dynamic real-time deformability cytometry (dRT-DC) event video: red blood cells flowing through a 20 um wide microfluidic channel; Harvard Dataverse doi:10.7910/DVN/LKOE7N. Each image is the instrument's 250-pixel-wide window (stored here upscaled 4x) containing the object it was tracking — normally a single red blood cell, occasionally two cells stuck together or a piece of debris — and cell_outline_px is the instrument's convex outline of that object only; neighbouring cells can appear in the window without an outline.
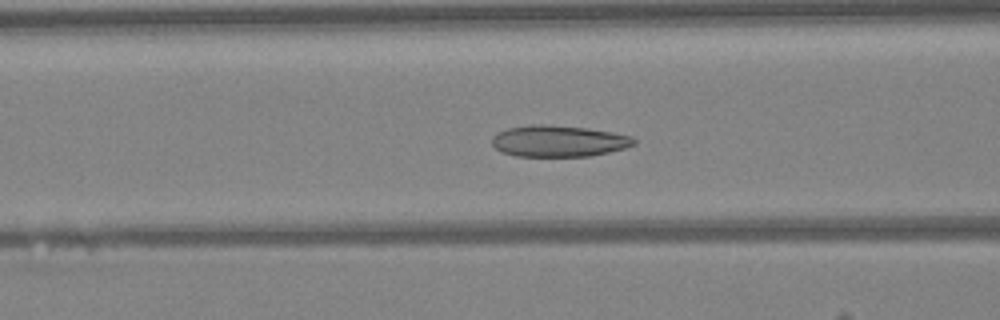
{"species": "Egyptian fruit bat (a non-hibernating species)", "species_latin": "Rousettus aegyptiacus", "temperature_condition": "warm", "stored_images_in_passage": 47, "camera_frame_rate_fps": 3000, "um_per_image_px": 0.085, "animal": {"sex": "female"}, "frame": {"image": 1, "passage_image": 18, "time_ms": 5.667, "image_size_px": [1000, 320], "cell_outline_px": [[636, 144], [624, 148], [592, 156], [516, 156], [500, 152], [492, 144], [492, 136], [508, 128], [584, 128], [612, 132], [632, 136], [636, 140]], "centroid_in_image_um": [47.55, 12.06], "position_along_channel_um": 119.1, "area_um2": 24.62}}
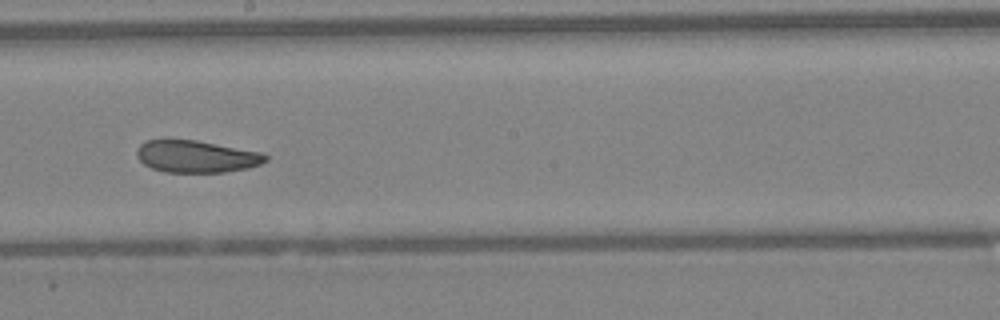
{"frame": {"image": 2, "passage_image": 26, "time_ms": 8.333, "image_size_px": [1000, 320], "cell_outline_px": [[268, 160], [260, 164], [248, 168], [224, 172], [164, 172], [152, 168], [144, 164], [136, 156], [136, 152], [140, 144], [148, 140], [196, 140], [260, 152], [268, 156]], "centroid_in_image_um": [16.68, 13.31], "position_along_channel_um": 231.5, "area_um2": 23.93}}
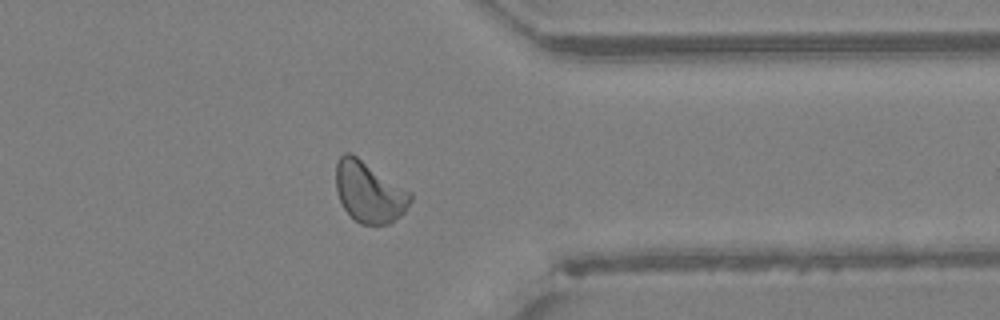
{"frame": {"image": 3, "passage_image": 37, "time_ms": 12.0, "image_size_px": [1000, 320], "cell_outline_px": [[412, 200], [404, 212], [400, 216], [388, 224], [360, 224], [344, 208], [336, 192], [336, 164], [340, 156], [344, 152], [352, 152], [412, 192]], "centroid_in_image_um": [31.38, 16.29], "position_along_channel_um": 380.0, "area_um2": 26.59}, "authors_computed_cell_mechanics": {"area_um2": 25.9522, "velocity_mm_per_s": 4.2491, "shape_relaxation_time_tau1_ms": 8.9287, "shape_relaxation_time_tau2_ms": 4.0469, "deformation_change_tau1": 0.1474, "deformation_change_tau2": 0.1056}}